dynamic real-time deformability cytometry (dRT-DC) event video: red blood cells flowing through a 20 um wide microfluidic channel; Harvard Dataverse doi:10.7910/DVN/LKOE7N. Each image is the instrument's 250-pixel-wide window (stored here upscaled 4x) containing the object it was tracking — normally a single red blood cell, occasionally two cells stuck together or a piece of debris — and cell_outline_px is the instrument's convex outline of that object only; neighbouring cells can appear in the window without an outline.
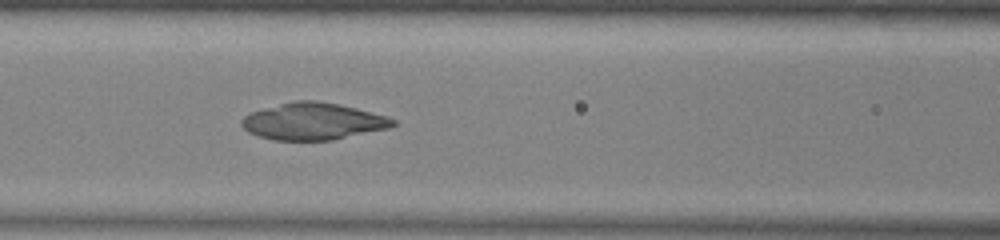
{"species": "common noctule bat (a hibernating species)", "species_latin": "Nyctalus noctula", "temperature_condition": "warm", "stored_images_in_passage": 45, "camera_frame_rate_fps": 3000, "um_per_image_px": 0.085, "animal": {"sex": "male", "body_mass_g": 13.0, "forearm_length_mm": 53.1}, "frame": {"image": 1, "passage_image": 21, "time_ms": 6.667, "image_size_px": [1000, 240], "cell_outline_px": [[396, 124], [388, 128], [332, 140], [276, 140], [260, 136], [248, 132], [240, 124], [240, 120], [248, 112], [296, 100], [316, 100], [340, 104], [388, 116], [396, 120]], "centroid_in_image_um": [26.6, 10.3], "position_along_channel_um": 140.0, "area_um2": 32.54}}
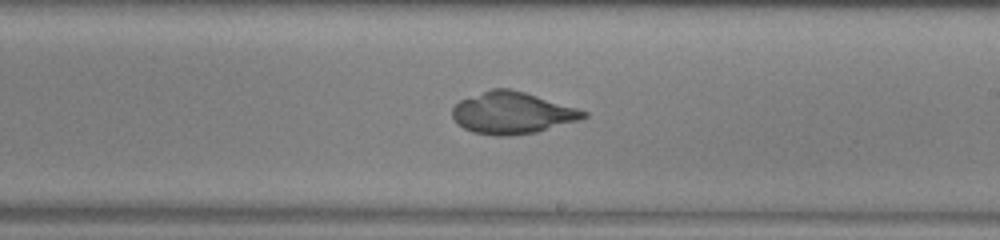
{"frame": {"image": 2, "passage_image": 29, "time_ms": 9.333, "image_size_px": [1000, 240], "cell_outline_px": [[588, 116], [580, 120], [536, 132], [508, 136], [496, 136], [472, 132], [456, 124], [452, 116], [452, 108], [460, 100], [492, 88], [508, 88], [524, 92], [576, 108], [588, 112]], "centroid_in_image_um": [43.51, 9.61], "position_along_channel_um": 245.5, "area_um2": 31.85}}
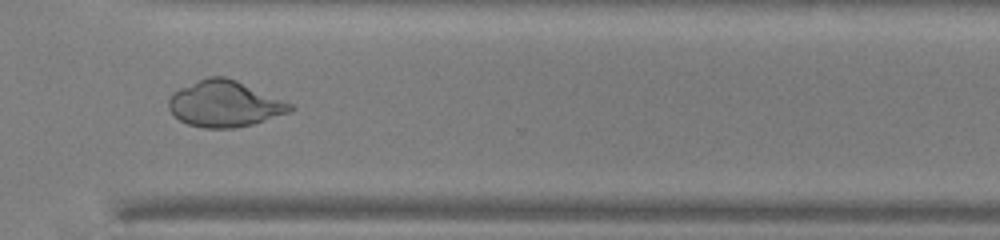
{"frame": {"image": 3, "passage_image": 37, "time_ms": 12.0, "image_size_px": [1000, 240], "cell_outline_px": [[296, 108], [288, 112], [252, 124], [236, 128], [204, 128], [188, 124], [180, 120], [168, 108], [168, 100], [172, 92], [180, 88], [208, 76], [224, 76], [236, 80], [292, 104]], "centroid_in_image_um": [19.06, 8.83], "position_along_channel_um": 351.5, "area_um2": 32.31}}